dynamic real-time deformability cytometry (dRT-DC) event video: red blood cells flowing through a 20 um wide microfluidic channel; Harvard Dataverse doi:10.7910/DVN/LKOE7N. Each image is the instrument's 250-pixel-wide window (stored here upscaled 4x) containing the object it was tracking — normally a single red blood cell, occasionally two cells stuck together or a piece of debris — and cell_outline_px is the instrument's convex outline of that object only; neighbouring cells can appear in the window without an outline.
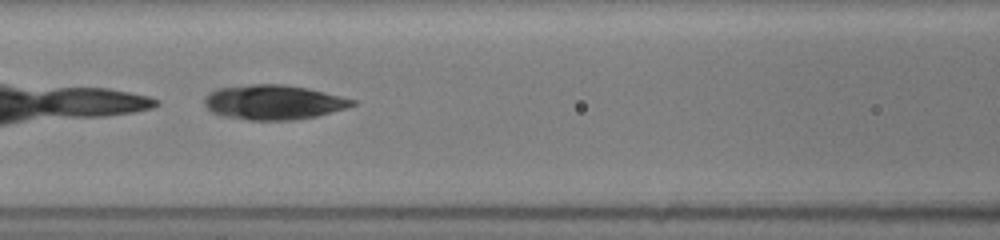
{"species": "common noctule bat (a hibernating species)", "species_latin": "Nyctalus noctula", "temperature_condition": "room temperature", "stored_images_in_passage": 20, "camera_frame_rate_fps": 3000, "um_per_image_px": 0.085, "animal": {"sex": "female", "body_mass_g": 19.5, "forearm_length_mm": 54.1}, "frame": {"image": 1, "passage_image": 6, "time_ms": 1.667, "image_size_px": [1000, 240], "cell_outline_px": [[356, 104], [344, 108], [316, 116], [288, 120], [248, 120], [220, 116], [212, 112], [204, 104], [204, 96], [208, 92], [216, 88], [252, 84], [284, 84], [308, 88], [356, 100]], "centroid_in_image_um": [23.18, 8.68], "position_along_channel_um": 143.4, "area_um2": 29.88}}
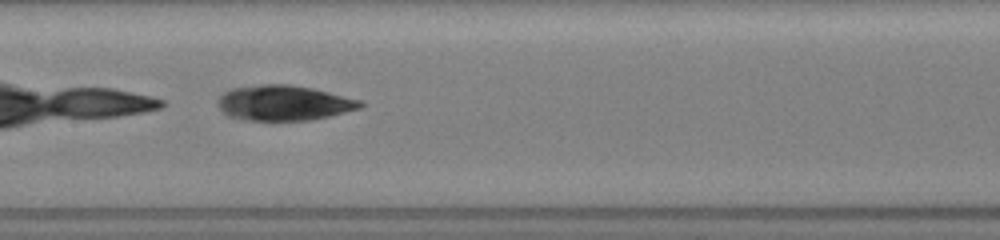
{"frame": {"image": 2, "passage_image": 9, "time_ms": 2.667, "image_size_px": [1000, 240], "cell_outline_px": [[364, 104], [360, 108], [312, 120], [248, 120], [228, 116], [220, 112], [216, 104], [216, 100], [224, 92], [232, 88], [264, 84], [288, 84], [312, 88], [360, 100]], "centroid_in_image_um": [24.06, 8.75], "position_along_channel_um": 183.3, "area_um2": 29.19}}